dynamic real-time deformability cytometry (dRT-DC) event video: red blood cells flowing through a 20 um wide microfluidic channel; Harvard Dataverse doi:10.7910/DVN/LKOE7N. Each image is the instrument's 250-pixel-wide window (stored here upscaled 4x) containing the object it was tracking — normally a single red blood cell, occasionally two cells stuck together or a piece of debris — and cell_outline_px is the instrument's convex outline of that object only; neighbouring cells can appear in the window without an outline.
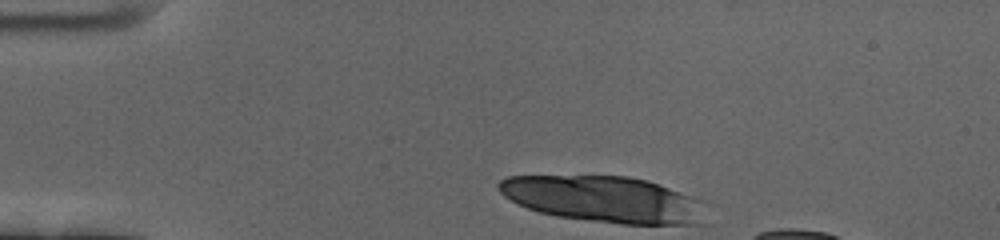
{"species": "human", "species_latin": "Homo sapiens", "temperature_condition": "cold", "stored_images_in_passage": 9, "camera_frame_rate_fps": 3000, "um_per_image_px": 0.085, "donor": {"sex": "female"}, "frame": {"image": 1, "passage_image": 1, "time_ms": 0.0, "image_size_px": [1000, 240], "cell_outline_px": [[704, 224], [624, 224], [588, 220], [556, 216], [540, 212], [528, 208], [504, 196], [496, 188], [496, 184], [500, 180], [508, 176], [628, 176], [644, 180], [668, 188], [700, 200]], "centroid_in_image_um": [51.26, 16.94], "position_along_channel_um": 33.7, "area_um2": 55.08}}